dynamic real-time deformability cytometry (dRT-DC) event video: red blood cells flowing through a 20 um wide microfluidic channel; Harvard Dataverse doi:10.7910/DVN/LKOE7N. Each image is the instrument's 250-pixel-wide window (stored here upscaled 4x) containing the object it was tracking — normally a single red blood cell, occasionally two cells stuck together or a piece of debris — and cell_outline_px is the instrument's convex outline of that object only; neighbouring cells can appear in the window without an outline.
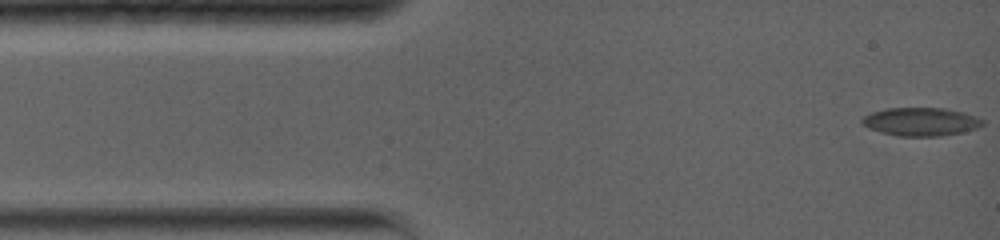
{"species": "common noctule bat (a hibernating species)", "species_latin": "Nyctalus noctula", "temperature_condition": "warm", "stored_images_in_passage": 42, "camera_frame_rate_fps": 5000, "um_per_image_px": 0.085, "animal": {"sex": "female", "body_mass_g": 19.0, "forearm_length_mm": 56.7}, "frame": {"image": 1, "passage_image": 1, "time_ms": 0.0, "image_size_px": [1000, 240], "cell_outline_px": [[984, 124], [976, 128], [960, 132], [940, 136], [900, 136], [880, 132], [868, 128], [860, 120], [864, 116], [872, 112], [888, 108], [944, 108], [964, 112], [984, 120]], "centroid_in_image_um": [78.26, 10.34], "position_along_channel_um": 6.7, "area_um2": 19.71}}
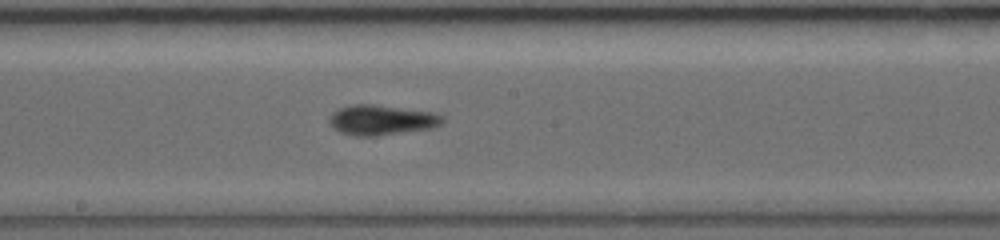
{"frame": {"image": 2, "passage_image": 19, "time_ms": 7.4, "image_size_px": [1000, 240], "cell_outline_px": [[444, 120], [440, 124], [432, 128], [376, 136], [356, 136], [340, 132], [332, 128], [328, 120], [332, 112], [340, 108], [352, 104], [372, 104], [436, 112], [444, 116]], "centroid_in_image_um": [32.43, 10.19], "position_along_channel_um": 215.8, "area_um2": 20.0}}
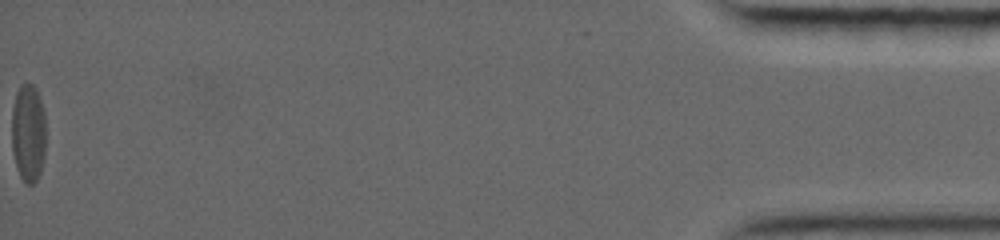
{"frame": {"image": 3, "passage_image": 42, "time_ms": 16.8, "image_size_px": [1000, 240], "cell_outline_px": [[44, 156], [40, 172], [36, 180], [32, 184], [24, 184], [20, 176], [12, 152], [12, 108], [16, 92], [20, 84], [32, 84], [36, 88], [44, 108]], "centroid_in_image_um": [2.39, 11.28], "position_along_channel_um": 432.8, "area_um2": 19.54}, "authors_computed_cell_mechanics": {"area_um2": 18.9295, "velocity_mm_per_s": 3.8565, "shape_relaxation_time_tau1_ms": 3.2489, "shape_relaxation_time_tau2_ms": 2.8324, "deformation_change_tau1": 0.1234, "deformation_change_tau2": 0.094}}